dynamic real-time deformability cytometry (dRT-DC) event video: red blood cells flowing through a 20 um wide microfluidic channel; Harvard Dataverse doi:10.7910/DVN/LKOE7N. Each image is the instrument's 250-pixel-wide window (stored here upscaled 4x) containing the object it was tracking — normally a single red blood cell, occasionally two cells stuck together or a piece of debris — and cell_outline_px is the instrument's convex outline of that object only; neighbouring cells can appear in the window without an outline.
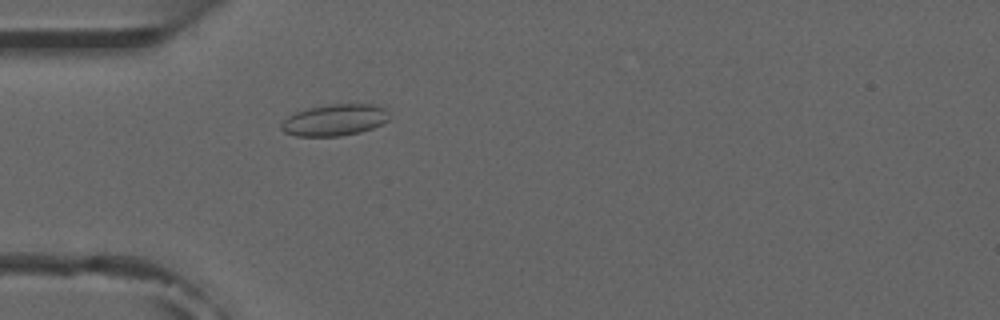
{"species": "common noctule bat (a hibernating species)", "species_latin": "Nyctalus noctula", "temperature_condition": "room temperature", "stored_images_in_passage": 4, "camera_frame_rate_fps": 3000, "um_per_image_px": 0.085, "animal": {"sex": "male", "forearm_length_mm": 52.5}, "frame": {"image": 1, "passage_image": 4, "time_ms": 3.333, "image_size_px": [1000, 320], "cell_outline_px": [[388, 120], [372, 128], [360, 132], [340, 136], [296, 136], [284, 132], [280, 128], [280, 124], [288, 116], [296, 112], [308, 108], [332, 104], [372, 104], [384, 108], [388, 112]], "centroid_in_image_um": [28.42, 10.2], "position_along_channel_um": 56.6, "area_um2": 19.71}}